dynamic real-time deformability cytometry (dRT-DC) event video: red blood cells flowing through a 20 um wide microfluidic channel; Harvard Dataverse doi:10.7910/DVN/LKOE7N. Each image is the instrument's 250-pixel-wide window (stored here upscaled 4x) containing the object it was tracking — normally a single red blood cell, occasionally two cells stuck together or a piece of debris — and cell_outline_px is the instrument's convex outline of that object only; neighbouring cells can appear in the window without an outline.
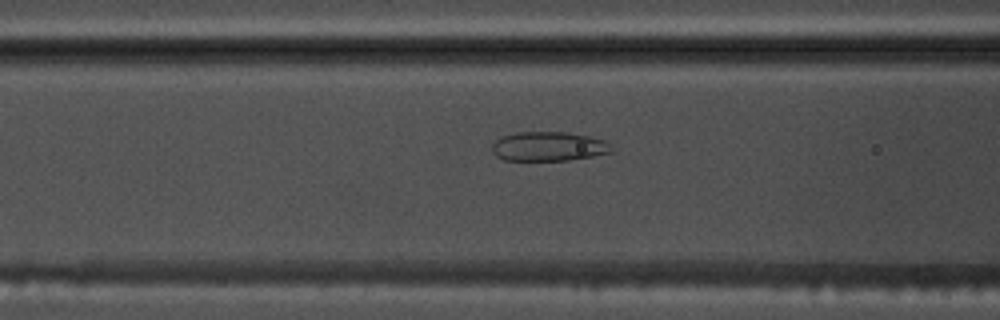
{"species": "common noctule bat (a hibernating species)", "species_latin": "Nyctalus noctula", "temperature_condition": "warm", "stored_images_in_passage": 54, "camera_frame_rate_fps": 3000, "um_per_image_px": 0.085, "animal": {"sex": "male", "body_mass_g": 17.5, "forearm_length_mm": 52.3}, "frame": {"image": 1, "passage_image": 22, "time_ms": 7.0, "image_size_px": [1000, 320], "cell_outline_px": [[612, 152], [592, 156], [568, 160], [504, 160], [496, 156], [492, 152], [492, 144], [496, 140], [504, 136], [516, 132], [568, 132], [588, 136], [604, 140], [608, 144]], "centroid_in_image_um": [46.59, 12.44], "position_along_channel_um": 120.0, "area_um2": 20.23}}
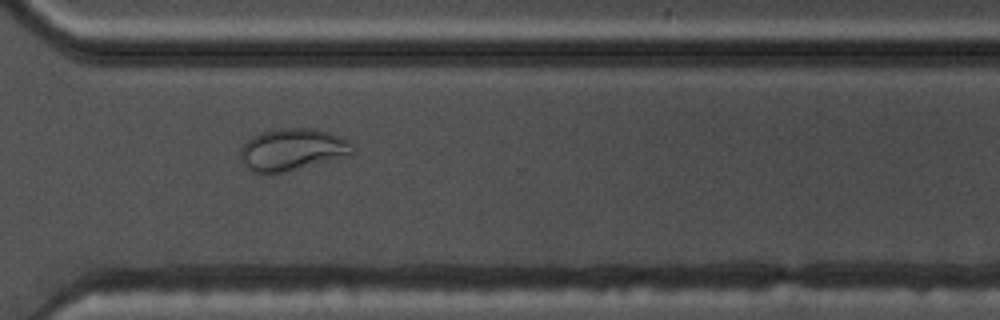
{"frame": {"image": 2, "passage_image": 40, "time_ms": 13.0, "image_size_px": [1000, 320], "cell_outline_px": [[352, 156], [284, 172], [256, 172], [248, 168], [244, 164], [240, 156], [240, 148], [252, 136], [264, 132], [284, 128], [316, 128], [340, 136], [348, 140], [352, 148]], "centroid_in_image_um": [24.89, 12.71], "position_along_channel_um": 345.7, "area_um2": 27.28}}
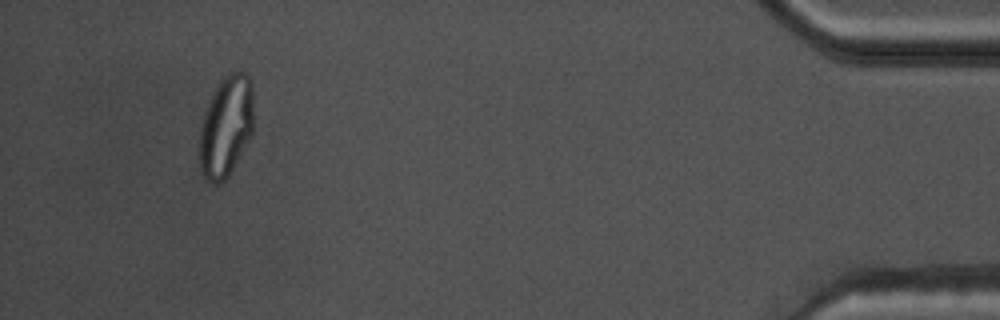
{"frame": {"image": 3, "passage_image": 51, "time_ms": 16.667, "image_size_px": [1000, 320], "cell_outline_px": [[252, 132], [228, 176], [224, 180], [216, 184], [208, 180], [204, 176], [200, 168], [200, 128], [204, 112], [208, 100], [220, 80], [232, 68], [244, 72], [252, 80]], "centroid_in_image_um": [19.2, 10.66], "position_along_channel_um": 416.0, "area_um2": 31.79}}